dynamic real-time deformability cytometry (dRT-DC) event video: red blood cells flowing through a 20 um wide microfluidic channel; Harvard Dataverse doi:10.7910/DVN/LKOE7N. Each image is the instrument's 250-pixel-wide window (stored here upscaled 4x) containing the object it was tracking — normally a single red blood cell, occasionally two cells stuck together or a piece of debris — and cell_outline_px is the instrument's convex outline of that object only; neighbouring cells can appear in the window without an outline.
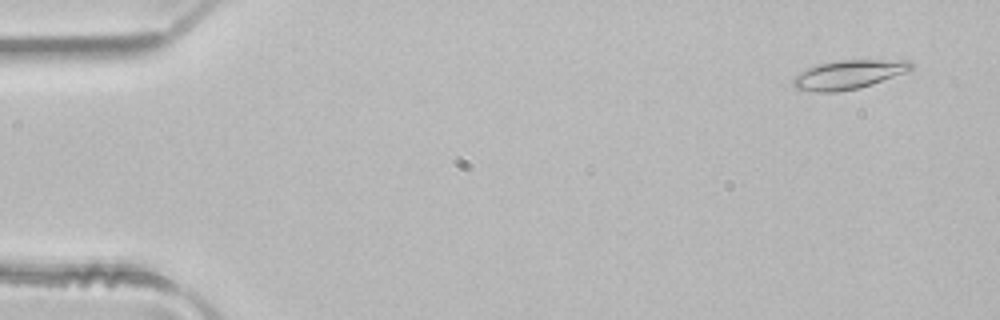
{"species": "common noctule bat (a hibernating species)", "species_latin": "Nyctalus noctula", "temperature_condition": "room temperature", "stored_images_in_passage": 49, "camera_frame_rate_fps": 3000, "um_per_image_px": 0.085, "animal": {"sex": "male", "body_mass_g": 21.5, "forearm_length_mm": 52.0}, "frame": {"image": 1, "passage_image": 3, "time_ms": 0.667, "image_size_px": [1000, 320], "cell_outline_px": [[912, 68], [908, 72], [860, 88], [836, 92], [816, 92], [796, 88], [792, 84], [792, 76], [816, 64], [836, 60], [912, 60]], "centroid_in_image_um": [72.12, 6.33], "position_along_channel_um": 12.9, "area_um2": 20.11}}
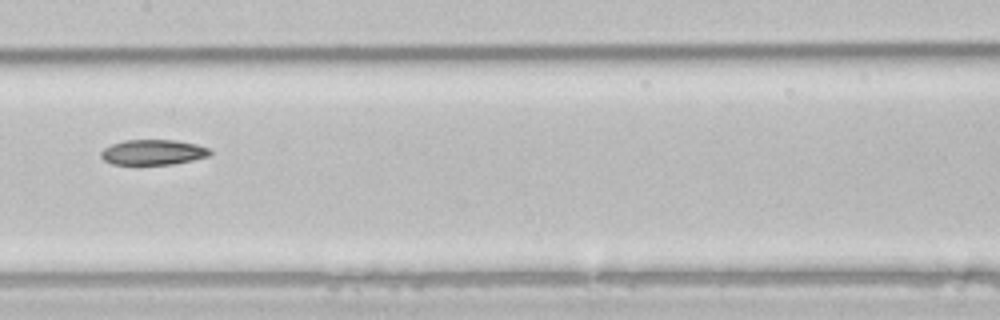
{"frame": {"image": 2, "passage_image": 25, "time_ms": 8.0, "image_size_px": [1000, 320], "cell_outline_px": [[212, 152], [208, 156], [192, 160], [172, 164], [112, 164], [104, 160], [100, 156], [100, 152], [104, 148], [112, 144], [124, 140], [176, 140], [196, 144], [208, 148]], "centroid_in_image_um": [12.99, 12.93], "position_along_channel_um": 194.4, "area_um2": 15.95}}
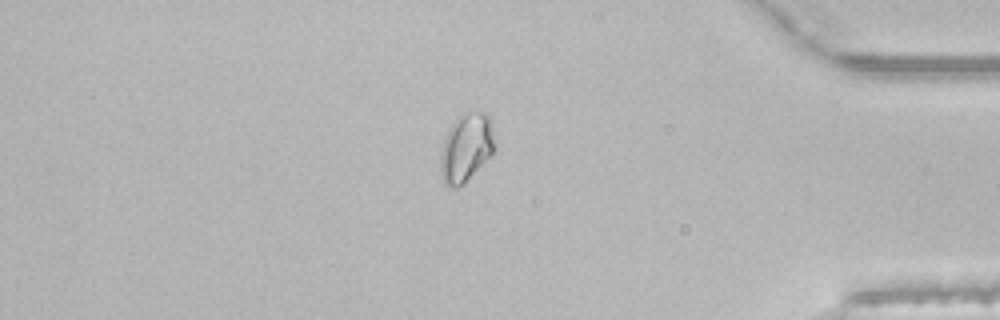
{"frame": {"image": 3, "passage_image": 42, "time_ms": 13.667, "image_size_px": [1000, 320], "cell_outline_px": [[496, 148], [464, 184], [456, 188], [448, 188], [444, 184], [440, 172], [440, 156], [444, 140], [448, 128], [456, 116], [464, 112], [488, 112], [496, 144]], "centroid_in_image_um": [39.61, 12.54], "position_along_channel_um": 395.6, "area_um2": 21.91}}